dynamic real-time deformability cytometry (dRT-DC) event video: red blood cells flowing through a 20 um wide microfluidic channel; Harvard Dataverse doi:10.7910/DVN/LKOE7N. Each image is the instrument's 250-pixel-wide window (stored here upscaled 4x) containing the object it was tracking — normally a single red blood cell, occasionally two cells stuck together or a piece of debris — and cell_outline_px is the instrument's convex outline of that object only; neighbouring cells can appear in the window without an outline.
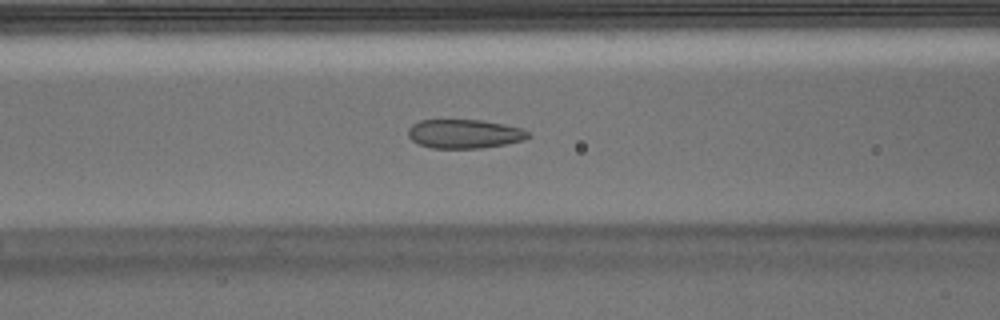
{"species": "Egyptian fruit bat (a non-hibernating species)", "species_latin": "Rousettus aegyptiacus", "temperature_condition": "warm", "stored_images_in_passage": 52, "camera_frame_rate_fps": 3000, "um_per_image_px": 0.085, "animal": {"sex": "male"}, "frame": {"image": 1, "passage_image": 20, "time_ms": 6.333, "image_size_px": [1000, 320], "cell_outline_px": [[532, 136], [524, 140], [504, 144], [480, 148], [432, 148], [420, 144], [412, 140], [408, 136], [408, 128], [412, 124], [420, 120], [484, 120], [524, 128], [532, 132]], "centroid_in_image_um": [39.53, 11.37], "position_along_channel_um": 127.1, "area_um2": 20.46}}
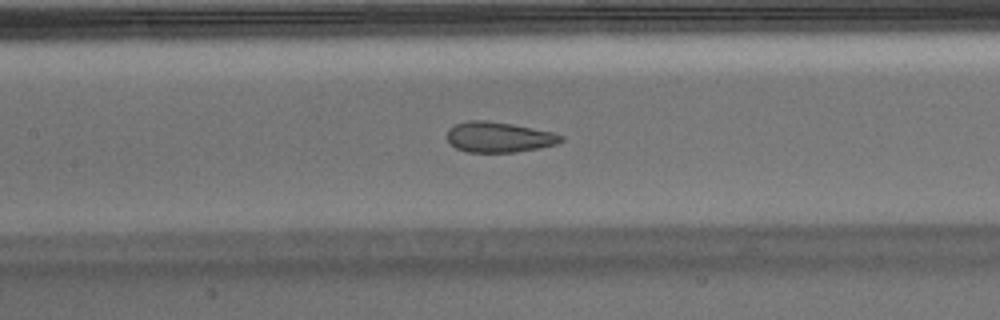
{"frame": {"image": 2, "passage_image": 23, "time_ms": 7.333, "image_size_px": [1000, 320], "cell_outline_px": [[564, 140], [556, 144], [540, 148], [516, 152], [468, 152], [456, 148], [448, 140], [448, 128], [456, 124], [468, 120], [484, 120], [512, 124], [556, 132], [564, 136]], "centroid_in_image_um": [42.45, 11.65], "position_along_channel_um": 164.9, "area_um2": 20.29}}
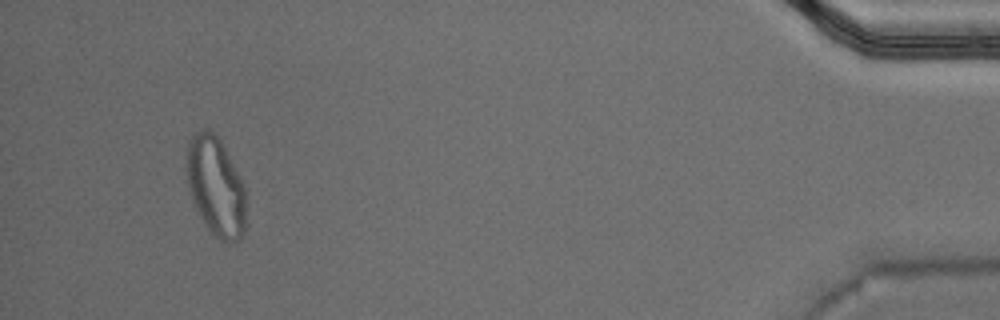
{"frame": {"image": 3, "passage_image": 49, "time_ms": 16.0, "image_size_px": [1000, 320], "cell_outline_px": [[244, 232], [240, 240], [228, 244], [220, 240], [204, 224], [192, 200], [184, 168], [184, 164], [188, 140], [196, 132], [204, 128], [208, 128], [220, 140], [244, 188]], "centroid_in_image_um": [18.27, 15.85], "position_along_channel_um": 416.9, "area_um2": 34.1}, "authors_computed_cell_mechanics": {"area_um2": 22.253, "velocity_mm_per_s": 3.7668, "shape_relaxation_time_tau1_ms": null, "shape_relaxation_time_tau2_ms": 1.3076, "deformation_change_tau1": null, "deformation_change_tau2": 0.0764}}